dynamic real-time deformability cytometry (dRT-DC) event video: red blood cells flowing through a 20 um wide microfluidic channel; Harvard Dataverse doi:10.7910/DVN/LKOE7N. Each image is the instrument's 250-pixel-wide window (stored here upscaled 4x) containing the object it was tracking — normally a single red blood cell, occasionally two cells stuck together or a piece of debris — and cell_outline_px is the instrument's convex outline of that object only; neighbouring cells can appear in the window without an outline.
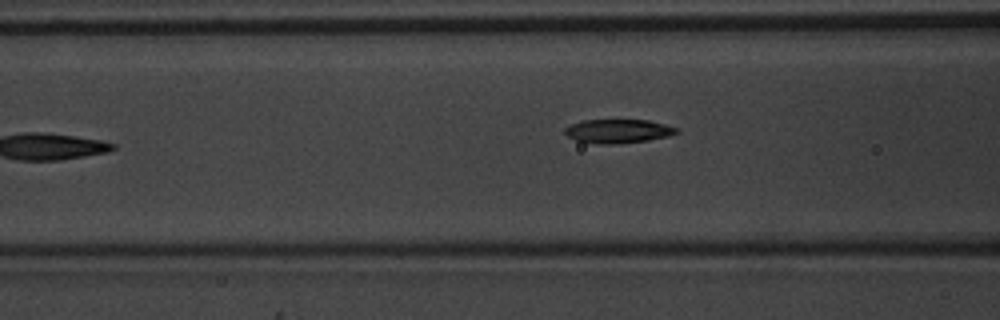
{"species": "common noctule bat (a hibernating species)", "species_latin": "Nyctalus noctula", "temperature_condition": "warm", "stored_images_in_passage": 10, "camera_frame_rate_fps": 3000, "um_per_image_px": 0.085, "animal": {"sex": "male", "body_mass_g": 20.1, "forearm_length_mm": 53.5}, "frame": {"image": 1, "passage_image": 7, "time_ms": 2.0, "image_size_px": [1000, 320], "cell_outline_px": [[680, 132], [668, 136], [648, 140], [612, 144], [596, 144], [576, 140], [568, 136], [564, 132], [564, 128], [572, 124], [584, 120], [648, 120], [680, 128]], "centroid_in_image_um": [52.56, 11.14], "position_along_channel_um": 114.0, "area_um2": 15.49}}